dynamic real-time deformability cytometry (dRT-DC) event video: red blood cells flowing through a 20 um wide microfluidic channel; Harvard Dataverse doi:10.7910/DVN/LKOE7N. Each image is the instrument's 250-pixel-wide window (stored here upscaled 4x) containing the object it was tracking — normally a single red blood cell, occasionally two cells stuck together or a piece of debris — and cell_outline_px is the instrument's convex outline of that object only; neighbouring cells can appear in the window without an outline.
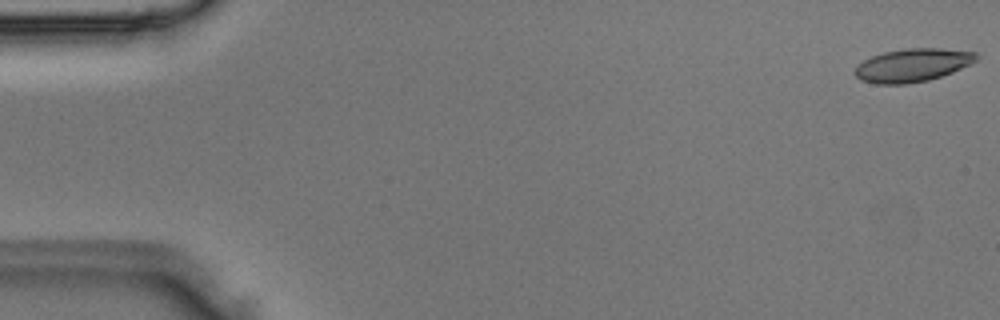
{"species": "Egyptian fruit bat (a non-hibernating species)", "species_latin": "Rousettus aegyptiacus", "temperature_condition": "room temperature", "stored_images_in_passage": 50, "camera_frame_rate_fps": 3000, "um_per_image_px": 0.085, "animal": {"sex": "male"}, "frame": {"image": 1, "passage_image": 1, "time_ms": 0.0, "image_size_px": [1000, 320], "cell_outline_px": [[980, 56], [976, 60], [952, 72], [928, 80], [904, 84], [876, 84], [860, 80], [852, 72], [856, 64], [872, 56], [884, 52], [904, 48], [940, 48], [976, 52]], "centroid_in_image_um": [77.51, 5.53], "position_along_channel_um": 7.5, "area_um2": 23.52}}
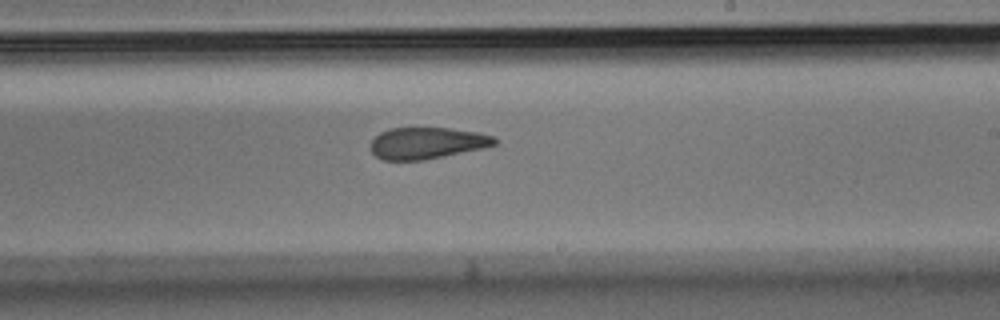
{"frame": {"image": 2, "passage_image": 29, "time_ms": 9.333, "image_size_px": [1000, 320], "cell_outline_px": [[500, 140], [496, 144], [484, 148], [424, 160], [384, 160], [376, 156], [372, 152], [372, 140], [380, 132], [388, 128], [448, 128], [480, 132], [492, 136]], "centroid_in_image_um": [36.33, 12.16], "position_along_channel_um": 252.7, "area_um2": 22.83}}
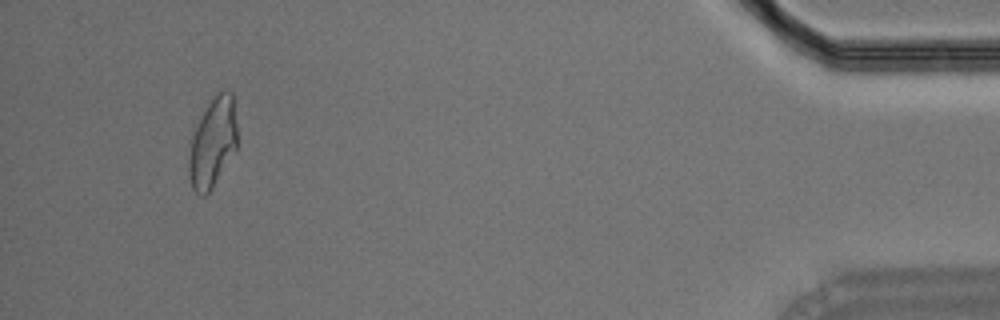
{"frame": {"image": 3, "passage_image": 46, "time_ms": 15.0, "image_size_px": [1000, 320], "cell_outline_px": [[236, 148], [212, 188], [204, 196], [200, 196], [192, 188], [188, 176], [188, 140], [208, 100], [212, 96], [220, 92], [232, 92], [236, 124]], "centroid_in_image_um": [18.01, 12.12], "position_along_channel_um": 417.2, "area_um2": 25.55}}